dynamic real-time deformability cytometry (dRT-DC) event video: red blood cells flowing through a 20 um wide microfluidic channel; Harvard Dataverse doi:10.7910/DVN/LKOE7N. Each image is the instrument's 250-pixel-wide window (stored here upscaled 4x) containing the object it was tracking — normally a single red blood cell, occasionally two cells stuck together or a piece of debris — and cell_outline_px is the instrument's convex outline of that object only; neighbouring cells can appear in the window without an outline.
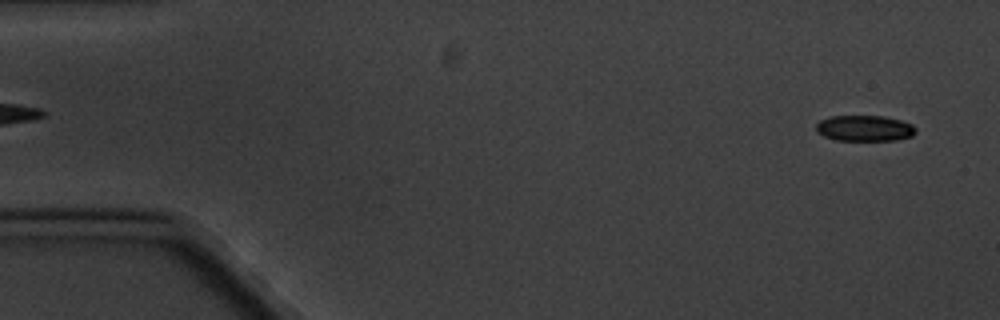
{"species": "common noctule bat (a hibernating species)", "species_latin": "Nyctalus noctula", "temperature_condition": "cold", "stored_images_in_passage": 5, "camera_frame_rate_fps": 3000, "um_per_image_px": 0.085, "animal": {"sex": "male", "body_mass_g": 20.1, "forearm_length_mm": 53.5}, "frame": {"image": 1, "passage_image": 1, "time_ms": 0.0, "image_size_px": [1000, 320], "cell_outline_px": [[916, 132], [912, 136], [896, 140], [836, 140], [824, 136], [816, 132], [816, 124], [820, 120], [828, 116], [884, 116], [900, 120], [912, 124], [916, 128]], "centroid_in_image_um": [73.48, 10.9], "position_along_channel_um": 11.5, "area_um2": 15.09}}